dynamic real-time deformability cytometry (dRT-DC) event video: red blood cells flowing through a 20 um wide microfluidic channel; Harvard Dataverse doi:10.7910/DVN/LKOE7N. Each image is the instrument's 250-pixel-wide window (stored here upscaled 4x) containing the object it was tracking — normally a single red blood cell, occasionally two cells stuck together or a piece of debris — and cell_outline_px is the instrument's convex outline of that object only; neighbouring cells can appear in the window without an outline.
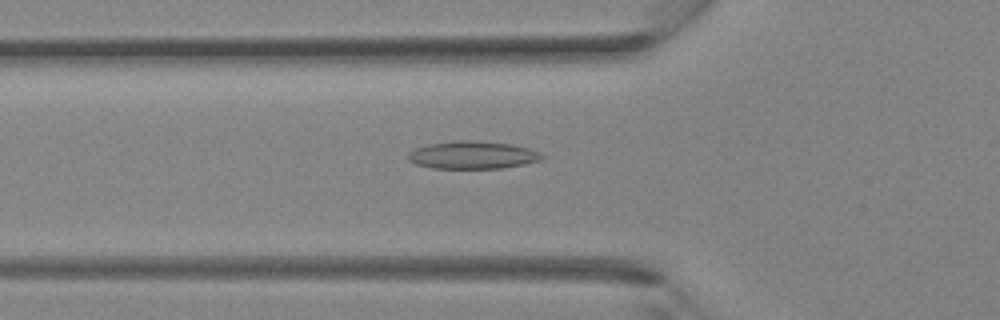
{"species": "Egyptian fruit bat (a non-hibernating species)", "species_latin": "Rousettus aegyptiacus", "temperature_condition": "room temperature", "stored_images_in_passage": 34, "camera_frame_rate_fps": 3000, "um_per_image_px": 0.085, "animal": {"sex": "female"}, "frame": {"image": 1, "passage_image": 11, "time_ms": 3.333, "image_size_px": [1000, 320], "cell_outline_px": [[544, 156], [540, 160], [524, 164], [500, 168], [432, 168], [416, 164], [408, 160], [408, 152], [416, 148], [428, 144], [456, 140], [468, 140], [512, 144], [528, 148], [540, 152]], "centroid_in_image_um": [40.15, 13.17], "position_along_channel_um": 85.6, "area_um2": 21.5}}
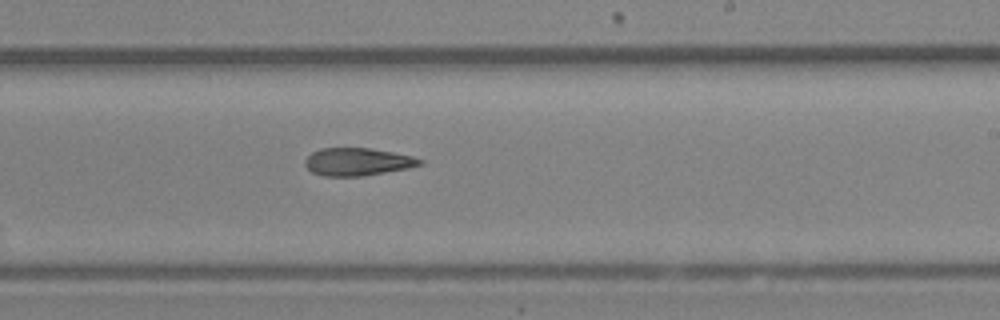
{"frame": {"image": 2, "passage_image": 20, "time_ms": 6.333, "image_size_px": [1000, 320], "cell_outline_px": [[424, 164], [408, 168], [360, 176], [324, 176], [312, 172], [304, 164], [304, 160], [312, 152], [320, 148], [368, 148], [392, 152], [412, 156], [424, 160]], "centroid_in_image_um": [30.38, 13.75], "position_along_channel_um": 258.6, "area_um2": 18.44}}
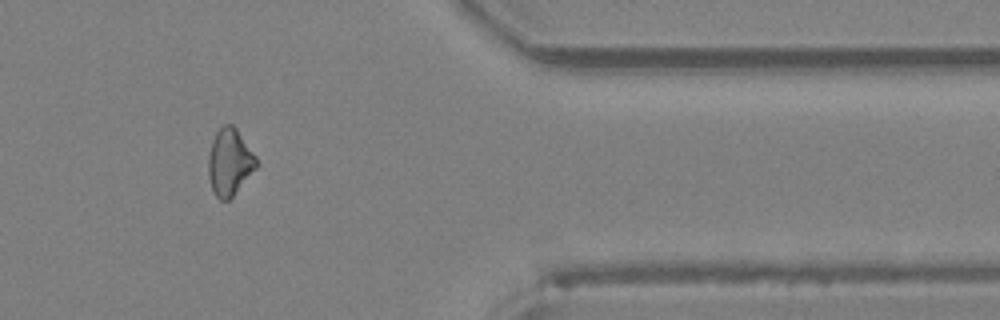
{"frame": {"image": 3, "passage_image": 28, "time_ms": 9.0, "image_size_px": [1000, 320], "cell_outline_px": [[260, 164], [232, 196], [228, 200], [220, 200], [212, 192], [208, 176], [208, 156], [212, 140], [216, 132], [224, 124], [232, 124], [236, 128], [256, 156]], "centroid_in_image_um": [19.51, 13.78], "position_along_channel_um": 391.9, "area_um2": 18.79}}